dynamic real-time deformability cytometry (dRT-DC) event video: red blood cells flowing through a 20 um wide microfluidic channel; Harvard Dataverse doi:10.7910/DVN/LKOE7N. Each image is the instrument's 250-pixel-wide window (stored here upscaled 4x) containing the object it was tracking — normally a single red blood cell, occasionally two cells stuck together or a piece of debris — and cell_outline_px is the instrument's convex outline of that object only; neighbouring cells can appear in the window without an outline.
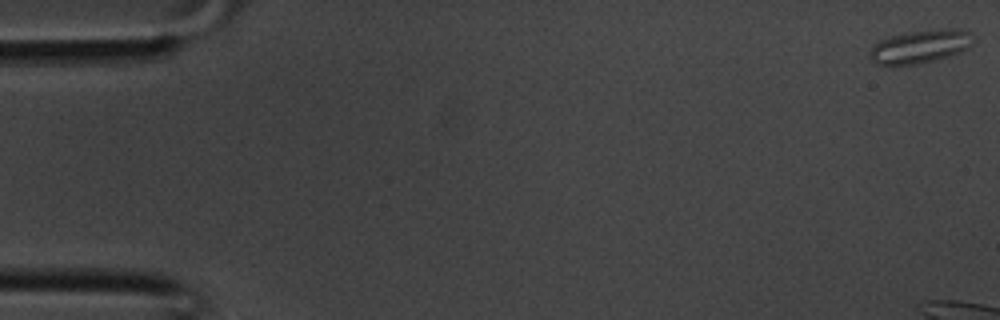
{"species": "common noctule bat (a hibernating species)", "species_latin": "Nyctalus noctula", "temperature_condition": "room temperature", "stored_images_in_passage": 6, "camera_frame_rate_fps": 3000, "um_per_image_px": 0.085, "animal": {"sex": "male", "body_mass_g": 20.1, "forearm_length_mm": 53.5}, "frame": {"image": 1, "passage_image": 1, "time_ms": 0.0, "image_size_px": [1000, 320], "cell_outline_px": [[968, 48], [960, 52], [948, 56], [916, 64], [892, 68], [876, 64], [868, 56], [868, 52], [880, 40], [892, 36], [912, 32], [956, 28], [968, 32]], "centroid_in_image_um": [78.07, 4.02], "position_along_channel_um": 6.9, "area_um2": 19.65}}